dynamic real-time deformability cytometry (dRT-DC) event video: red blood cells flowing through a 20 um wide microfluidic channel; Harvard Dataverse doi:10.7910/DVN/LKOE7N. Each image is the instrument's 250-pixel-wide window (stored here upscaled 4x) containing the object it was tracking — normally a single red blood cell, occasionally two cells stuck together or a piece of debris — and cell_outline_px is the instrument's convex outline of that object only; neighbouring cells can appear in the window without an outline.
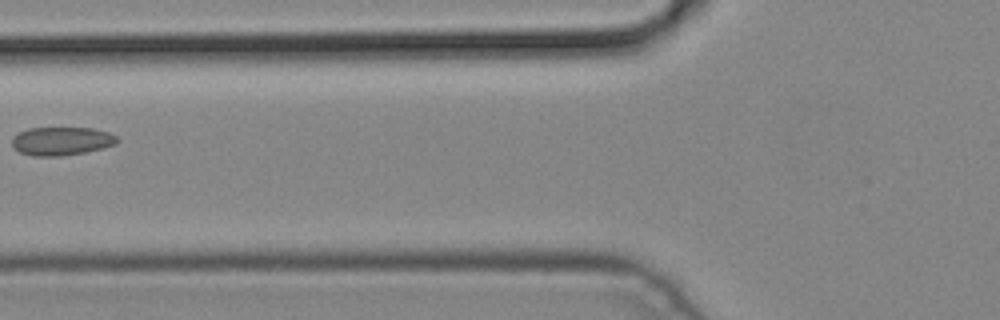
{"species": "common noctule bat (a hibernating species)", "species_latin": "Nyctalus noctula", "temperature_condition": "cold", "stored_images_in_passage": 5, "camera_frame_rate_fps": 3000, "um_per_image_px": 0.085, "animal": {"sex": "male", "body_mass_g": 19.2, "forearm_length_mm": 51.8}, "frame": {"image": 1, "passage_image": 5, "time_ms": 1.333, "image_size_px": [1000, 320], "cell_outline_px": [[120, 140], [116, 144], [84, 152], [60, 156], [32, 156], [20, 152], [12, 148], [12, 136], [28, 128], [92, 128], [108, 132], [116, 136]], "centroid_in_image_um": [5.2, 11.99], "position_along_channel_um": 120.6, "area_um2": 17.4}}